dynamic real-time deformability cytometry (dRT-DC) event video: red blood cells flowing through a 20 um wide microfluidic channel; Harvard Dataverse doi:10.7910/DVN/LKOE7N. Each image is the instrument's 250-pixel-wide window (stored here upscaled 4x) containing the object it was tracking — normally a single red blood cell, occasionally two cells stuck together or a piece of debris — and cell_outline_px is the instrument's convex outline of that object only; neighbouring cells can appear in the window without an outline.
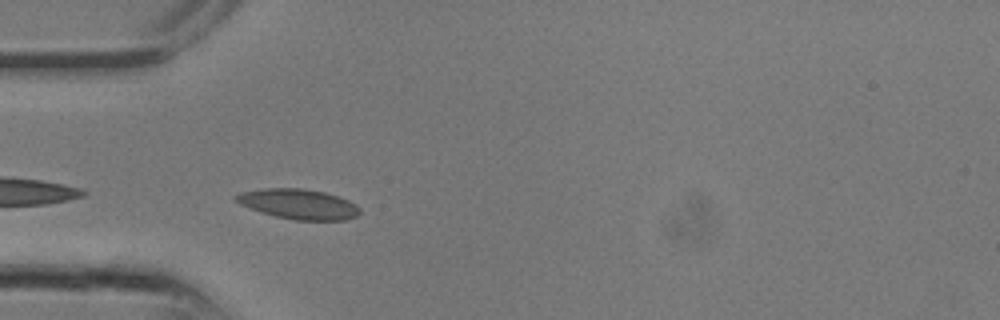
{"species": "common noctule bat (a hibernating species)", "species_latin": "Nyctalus noctula", "temperature_condition": "room temperature", "stored_images_in_passage": 8, "camera_frame_rate_fps": 3000, "um_per_image_px": 0.085, "animal": {"sex": "male", "body_mass_g": 13.3}, "frame": {"image": 1, "passage_image": 3, "time_ms": 0.667, "image_size_px": [1000, 320], "cell_outline_px": [[360, 212], [356, 216], [348, 220], [296, 220], [276, 216], [260, 212], [240, 204], [232, 200], [232, 196], [240, 192], [264, 188], [300, 188], [324, 192], [348, 200], [356, 204], [360, 208]], "centroid_in_image_um": [25.34, 17.34], "position_along_channel_um": 59.7, "area_um2": 21.79}}
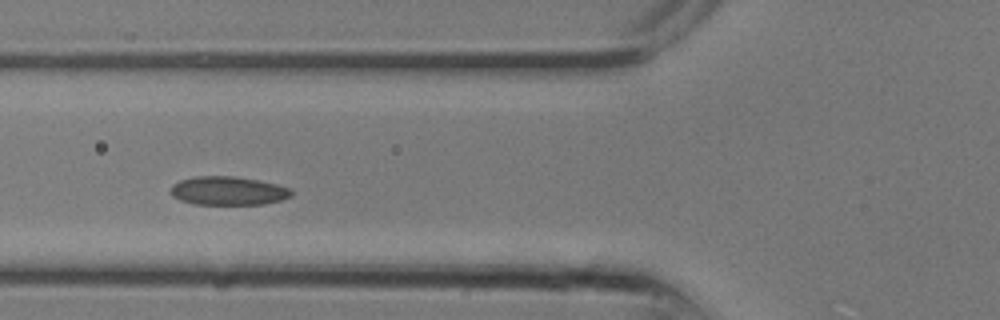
{"frame": {"image": 2, "passage_image": 5, "time_ms": 1.333, "image_size_px": [1000, 320], "cell_outline_px": [[292, 196], [280, 200], [264, 204], [192, 204], [180, 200], [172, 196], [168, 192], [172, 184], [180, 180], [196, 176], [232, 176], [256, 180], [276, 184], [292, 188]], "centroid_in_image_um": [19.35, 16.22], "position_along_channel_um": 106.4, "area_um2": 20.23}}
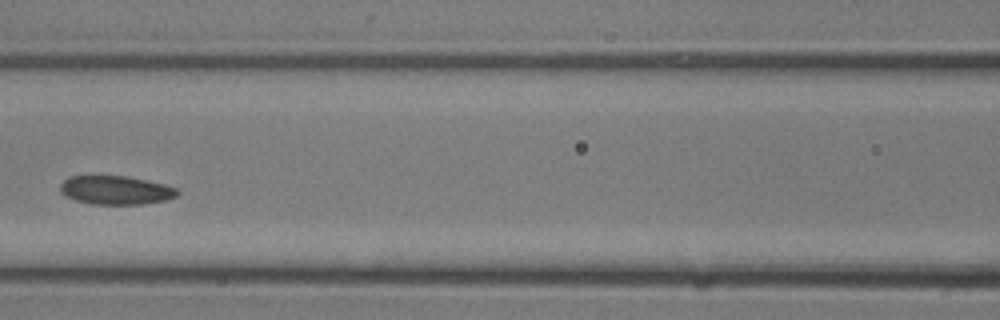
{"frame": {"image": 3, "passage_image": 7, "time_ms": 2.0, "image_size_px": [1000, 320], "cell_outline_px": [[180, 192], [176, 196], [164, 200], [144, 204], [92, 204], [76, 200], [64, 196], [60, 192], [60, 184], [68, 176], [128, 176], [148, 180], [164, 184], [176, 188]], "centroid_in_image_um": [9.82, 16.16], "position_along_channel_um": 156.8, "area_um2": 19.65}}